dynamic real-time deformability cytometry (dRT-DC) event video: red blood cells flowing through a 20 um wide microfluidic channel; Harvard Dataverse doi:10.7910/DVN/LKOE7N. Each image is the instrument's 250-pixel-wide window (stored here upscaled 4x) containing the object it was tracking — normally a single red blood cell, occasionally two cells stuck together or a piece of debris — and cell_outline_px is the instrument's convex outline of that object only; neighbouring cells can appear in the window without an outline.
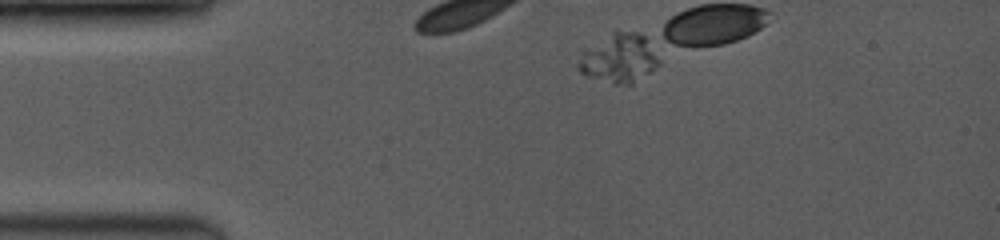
{"species": "common noctule bat (a hibernating species)", "species_latin": "Nyctalus noctula", "temperature_condition": "room temperature", "stored_images_in_passage": 3, "camera_frame_rate_fps": 3500, "um_per_image_px": 0.085, "animal": {"sex": "female", "body_mass_g": 19.0, "forearm_length_mm": 53.3}, "frame": {"image": 1, "passage_image": 1, "time_ms": 0.0, "image_size_px": [1000, 240], "cell_outline_px": [[660, 64], [632, 84], [612, 84], [588, 76], [580, 72], [576, 68], [576, 64], [584, 52], [616, 32], [636, 32], [644, 36], [660, 60]], "centroid_in_image_um": [52.64, 5.02], "position_along_channel_um": 32.4, "area_um2": 22.08}}